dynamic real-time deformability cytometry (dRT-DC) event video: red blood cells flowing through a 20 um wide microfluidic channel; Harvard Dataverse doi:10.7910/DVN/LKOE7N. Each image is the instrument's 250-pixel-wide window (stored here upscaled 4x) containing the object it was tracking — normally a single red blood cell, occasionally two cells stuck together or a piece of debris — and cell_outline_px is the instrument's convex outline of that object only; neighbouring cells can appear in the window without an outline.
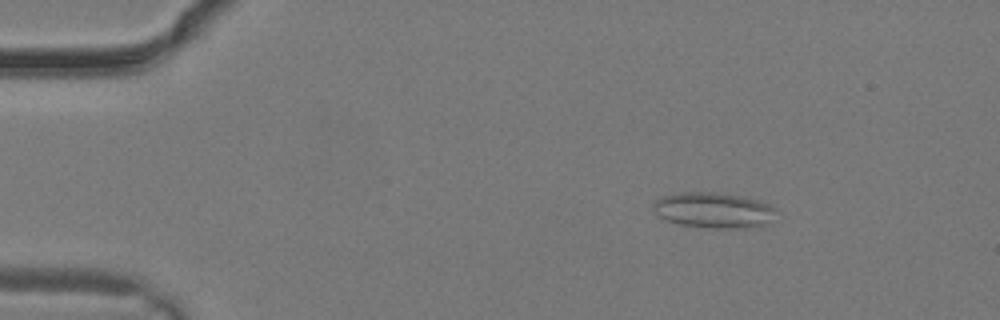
{"species": "common noctule bat (a hibernating species)", "species_latin": "Nyctalus noctula", "temperature_condition": "warm", "stored_images_in_passage": 28, "camera_frame_rate_fps": 3000, "um_per_image_px": 0.085, "animal": {"sex": "male", "body_mass_g": 19.2, "forearm_length_mm": 51.8}, "frame": {"image": 1, "passage_image": 4, "time_ms": 1.0, "image_size_px": [1000, 320], "cell_outline_px": [[772, 208], [764, 224], [760, 228], [712, 228], [680, 224], [664, 220], [652, 208], [652, 204], [660, 196], [680, 192], [712, 192], [740, 196], [760, 200], [768, 204]], "centroid_in_image_um": [60.54, 17.86], "position_along_channel_um": 24.5, "area_um2": 25.09}}
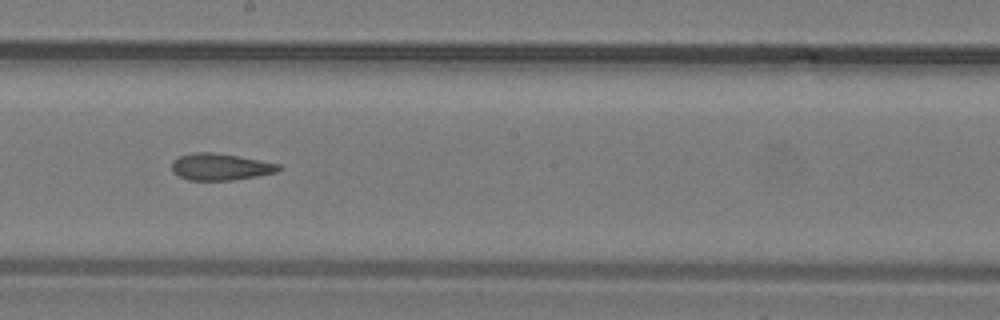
{"frame": {"image": 2, "passage_image": 16, "time_ms": 5.0, "image_size_px": [1000, 320], "cell_outline_px": [[284, 168], [276, 172], [256, 176], [232, 180], [188, 180], [172, 172], [172, 160], [180, 156], [196, 152], [216, 152], [280, 164]], "centroid_in_image_um": [18.73, 14.18], "position_along_channel_um": 229.5, "area_um2": 16.65}}
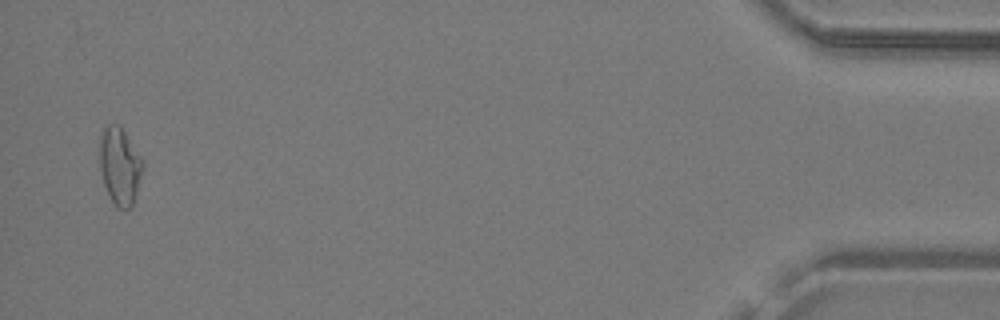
{"frame": {"image": 3, "passage_image": 28, "time_ms": 9.0, "image_size_px": [1000, 320], "cell_outline_px": [[144, 168], [132, 208], [116, 208], [104, 184], [100, 168], [100, 136], [104, 128], [108, 124], [120, 124], [144, 160]], "centroid_in_image_um": [10.21, 14.09], "position_along_channel_um": 425.0, "area_um2": 19.59}}